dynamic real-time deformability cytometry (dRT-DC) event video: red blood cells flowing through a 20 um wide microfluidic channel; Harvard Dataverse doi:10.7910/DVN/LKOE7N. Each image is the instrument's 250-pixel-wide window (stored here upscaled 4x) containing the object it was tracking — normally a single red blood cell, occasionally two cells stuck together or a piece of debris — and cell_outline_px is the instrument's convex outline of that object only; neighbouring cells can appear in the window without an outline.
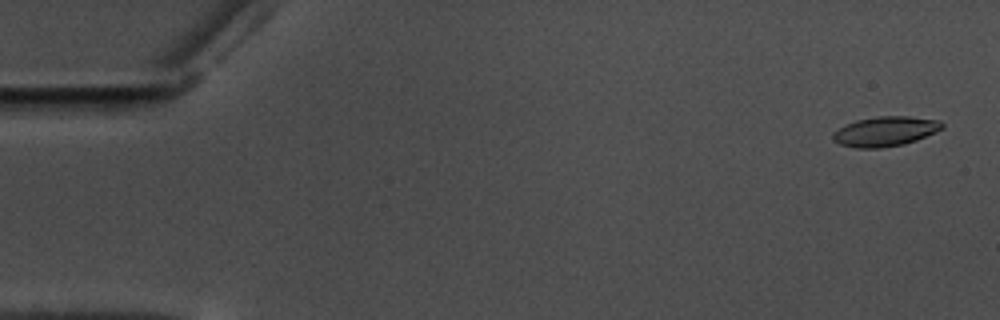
{"species": "common noctule bat (a hibernating species)", "species_latin": "Nyctalus noctula", "temperature_condition": "warm", "stored_images_in_passage": 58, "camera_frame_rate_fps": 3000, "um_per_image_px": 0.085, "animal": {"sex": "male", "body_mass_g": 17.5, "forearm_length_mm": 52.3}, "frame": {"image": 1, "passage_image": 2, "time_ms": 0.333, "image_size_px": [1000, 320], "cell_outline_px": [[944, 128], [916, 140], [904, 144], [880, 148], [856, 148], [840, 144], [832, 140], [832, 132], [856, 120], [876, 116], [908, 116], [940, 120], [944, 124]], "centroid_in_image_um": [75.25, 11.16], "position_along_channel_um": 9.8, "area_um2": 18.96}}
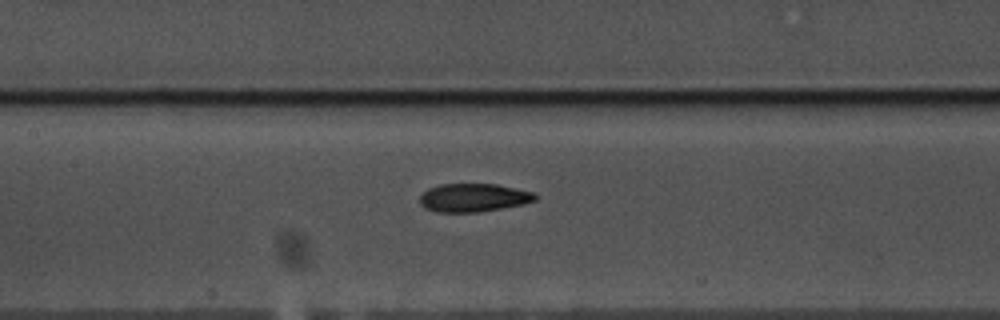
{"frame": {"image": 2, "passage_image": 27, "time_ms": 8.667, "image_size_px": [1000, 320], "cell_outline_px": [[536, 200], [524, 204], [476, 212], [436, 212], [424, 208], [420, 204], [420, 196], [428, 188], [440, 184], [496, 184], [516, 188], [532, 192], [536, 196]], "centroid_in_image_um": [40.21, 16.8], "position_along_channel_um": 167.2, "area_um2": 18.96}}
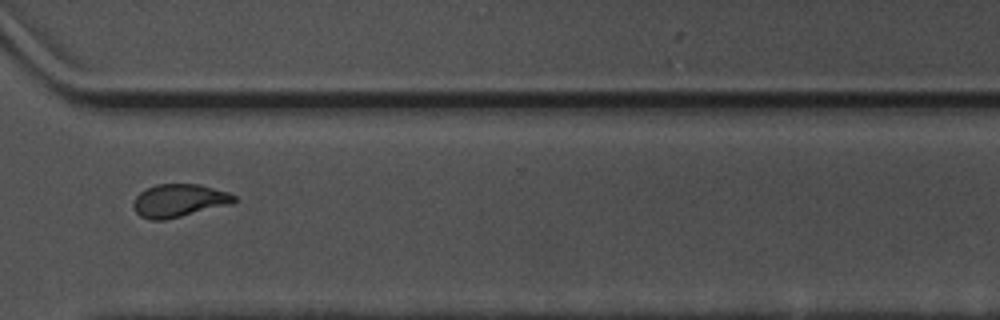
{"frame": {"image": 3, "passage_image": 43, "time_ms": 14.0, "image_size_px": [1000, 320], "cell_outline_px": [[236, 200], [232, 204], [164, 220], [148, 220], [140, 216], [136, 212], [132, 204], [136, 196], [140, 192], [156, 184], [200, 184], [228, 192], [236, 196]], "centroid_in_image_um": [15.21, 17.05], "position_along_channel_um": 355.4, "area_um2": 19.36}, "authors_computed_cell_mechanics": {"area_um2": 18.9584, "velocity_mm_per_s": 3.5279, "shape_relaxation_time_tau1_ms": 5.4629, "shape_relaxation_time_tau2_ms": 2.9597, "deformation_change_tau1": 0.1787, "deformation_change_tau2": 0.0974}}